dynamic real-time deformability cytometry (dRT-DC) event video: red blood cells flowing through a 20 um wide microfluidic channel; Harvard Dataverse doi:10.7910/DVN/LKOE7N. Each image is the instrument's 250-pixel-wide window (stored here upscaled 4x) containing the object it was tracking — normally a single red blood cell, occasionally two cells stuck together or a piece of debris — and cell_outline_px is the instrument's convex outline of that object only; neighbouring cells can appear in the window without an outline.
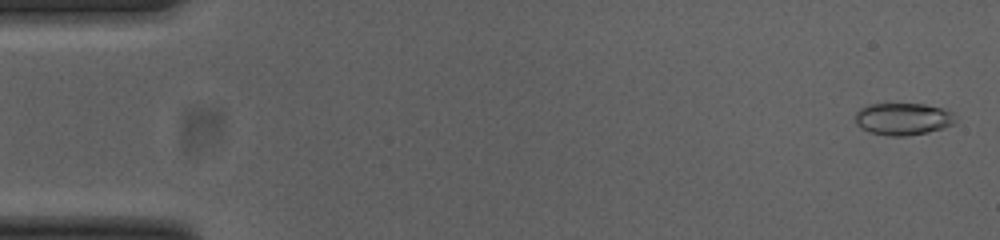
{"species": "common noctule bat (a hibernating species)", "species_latin": "Nyctalus noctula", "temperature_condition": "cold", "stored_images_in_passage": 53, "camera_frame_rate_fps": 3000, "um_per_image_px": 0.085, "animal": {"sex": "female", "body_mass_g": 23.0, "forearm_length_mm": 53.4}, "frame": {"image": 1, "passage_image": 2, "time_ms": 0.333, "image_size_px": [1000, 240], "cell_outline_px": [[956, 124], [944, 128], [928, 132], [908, 136], [888, 136], [868, 132], [860, 128], [856, 124], [856, 112], [860, 108], [868, 104], [924, 104], [940, 108], [952, 112], [956, 116]], "centroid_in_image_um": [76.76, 10.12], "position_along_channel_um": 8.2, "area_um2": 19.02}}
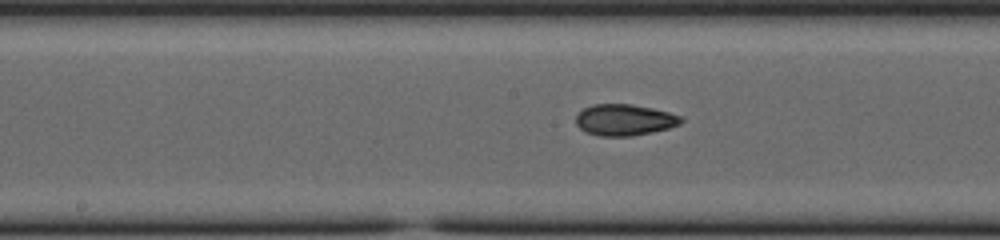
{"frame": {"image": 2, "passage_image": 27, "time_ms": 8.667, "image_size_px": [1000, 240], "cell_outline_px": [[684, 120], [680, 124], [668, 128], [652, 132], [632, 136], [600, 136], [588, 132], [580, 128], [576, 124], [576, 116], [584, 108], [592, 104], [632, 104], [652, 108], [668, 112], [680, 116]], "centroid_in_image_um": [53.08, 10.19], "position_along_channel_um": 195.1, "area_um2": 19.07}}
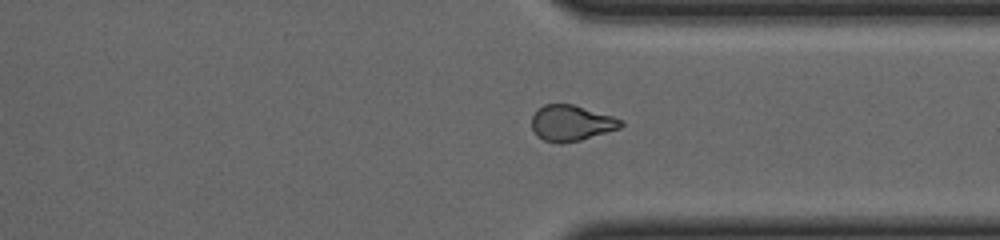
{"frame": {"image": 3, "passage_image": 40, "time_ms": 13.0, "image_size_px": [1000, 240], "cell_outline_px": [[624, 124], [620, 128], [580, 140], [544, 140], [536, 136], [532, 128], [532, 116], [544, 104], [572, 104], [612, 116], [624, 120]], "centroid_in_image_um": [48.58, 10.42], "position_along_channel_um": 362.8, "area_um2": 17.98}, "authors_computed_cell_mechanics": {"area_um2": 19.074, "velocity_mm_per_s": 3.8759, "shape_relaxation_time_tau1_ms": 5.9028, "shape_relaxation_time_tau2_ms": 2.9853, "deformation_change_tau1": 0.1263, "deformation_change_tau2": 0.0861}}